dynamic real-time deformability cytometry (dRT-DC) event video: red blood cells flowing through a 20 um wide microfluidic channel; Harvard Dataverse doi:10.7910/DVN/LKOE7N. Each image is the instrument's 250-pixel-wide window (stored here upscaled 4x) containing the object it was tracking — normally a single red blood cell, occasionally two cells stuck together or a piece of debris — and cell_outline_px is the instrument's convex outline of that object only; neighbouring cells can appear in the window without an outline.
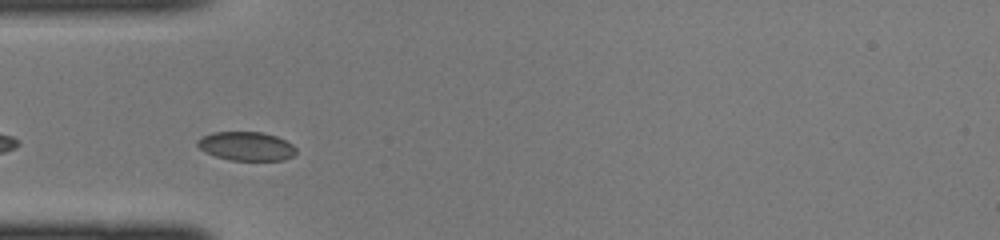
{"species": "common noctule bat (a hibernating species)", "species_latin": "Nyctalus noctula", "temperature_condition": "cold", "stored_images_in_passage": 18, "camera_frame_rate_fps": 3000, "um_per_image_px": 0.085, "animal": {"sex": "female", "body_mass_g": 22.0, "forearm_length_mm": 56.7}, "frame": {"image": 1, "passage_image": 6, "time_ms": 1.667, "image_size_px": [1000, 240], "cell_outline_px": [[296, 152], [292, 156], [284, 160], [228, 160], [204, 152], [196, 144], [196, 140], [212, 132], [260, 132], [276, 136], [292, 144], [296, 148]], "centroid_in_image_um": [20.92, 12.43], "position_along_channel_um": 64.1, "area_um2": 16.53}}